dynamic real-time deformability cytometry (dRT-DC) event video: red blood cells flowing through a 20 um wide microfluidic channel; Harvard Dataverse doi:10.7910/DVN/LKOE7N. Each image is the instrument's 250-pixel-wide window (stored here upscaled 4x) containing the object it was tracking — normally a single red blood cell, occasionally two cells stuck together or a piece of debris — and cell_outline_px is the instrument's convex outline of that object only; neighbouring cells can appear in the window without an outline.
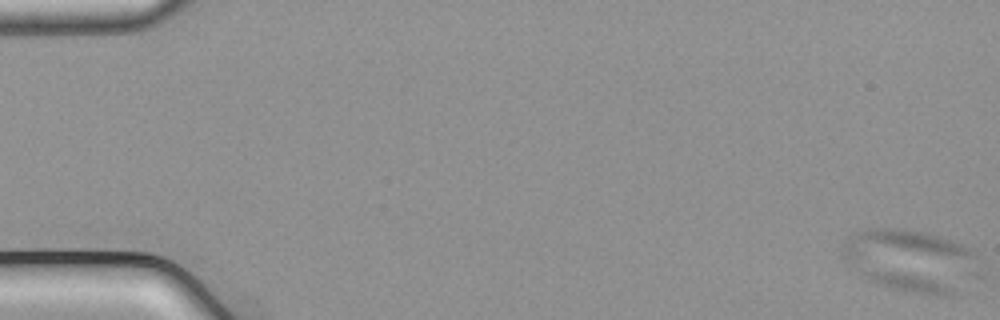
{"species": "common noctule bat (a hibernating species)", "species_latin": "Nyctalus noctula", "temperature_condition": "cold", "stored_images_in_passage": 4, "camera_frame_rate_fps": 3000, "um_per_image_px": 0.085, "animal": {"sex": "male", "body_mass_g": 21.5, "forearm_length_mm": 52.0}, "frame": {"image": 1, "passage_image": 1, "time_ms": 0.0, "image_size_px": [1000, 320], "cell_outline_px": [[984, 276], [956, 292], [944, 296], [936, 296], [904, 292], [876, 284], [868, 280], [848, 264], [844, 260], [840, 252], [848, 236], [868, 228], [896, 228], [924, 232], [940, 236], [952, 240], [972, 248], [980, 256], [984, 272]], "centroid_in_image_um": [77.56, 22.18], "position_along_channel_um": 7.4, "area_um2": 51.44}}